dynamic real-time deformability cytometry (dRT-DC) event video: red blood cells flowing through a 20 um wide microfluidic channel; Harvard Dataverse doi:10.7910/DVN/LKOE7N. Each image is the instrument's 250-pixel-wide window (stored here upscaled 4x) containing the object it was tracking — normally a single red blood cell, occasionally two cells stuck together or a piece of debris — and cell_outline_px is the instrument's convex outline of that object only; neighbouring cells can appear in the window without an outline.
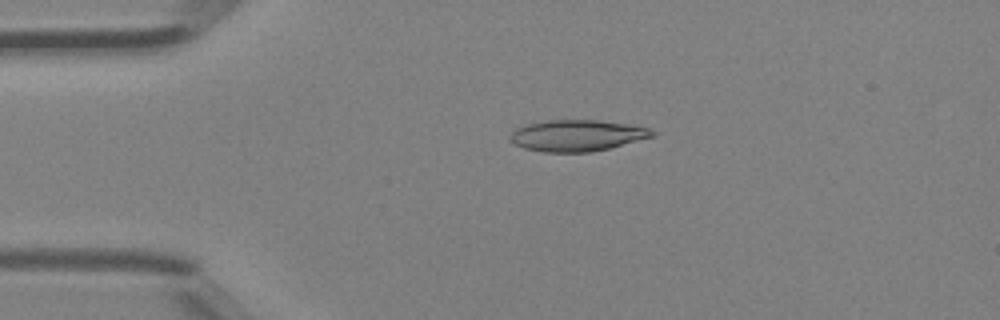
{"species": "Egyptian fruit bat (a non-hibernating species)", "species_latin": "Rousettus aegyptiacus", "temperature_condition": "room temperature", "stored_images_in_passage": 6, "camera_frame_rate_fps": 3000, "um_per_image_px": 0.085, "animal": {"sex": "female"}, "frame": {"image": 1, "passage_image": 3, "time_ms": 0.667, "image_size_px": [1000, 320], "cell_outline_px": [[656, 136], [592, 152], [544, 152], [524, 148], [516, 144], [508, 136], [516, 128], [528, 124], [548, 120], [600, 120], [648, 128], [656, 132]], "centroid_in_image_um": [49.06, 11.52], "position_along_channel_um": 35.9, "area_um2": 25.72}}
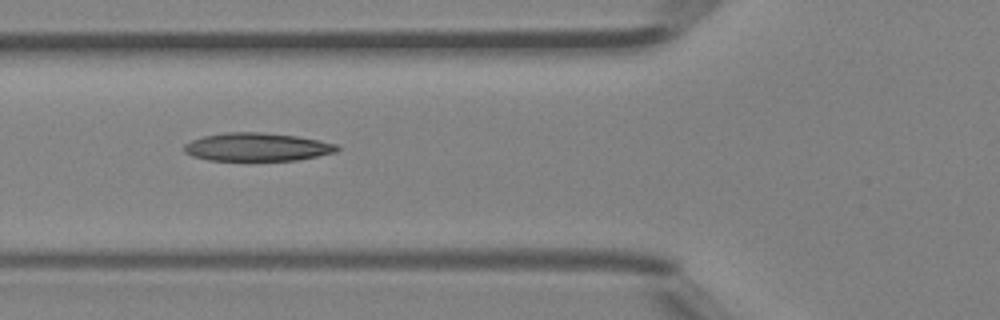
{"frame": {"image": 2, "passage_image": 5, "time_ms": 1.333, "image_size_px": [1000, 320], "cell_outline_px": [[340, 148], [336, 152], [296, 160], [208, 160], [192, 156], [184, 152], [184, 144], [192, 140], [204, 136], [224, 132], [260, 132], [296, 136], [320, 140], [336, 144]], "centroid_in_image_um": [21.83, 12.49], "position_along_channel_um": 104.0, "area_um2": 25.03}}
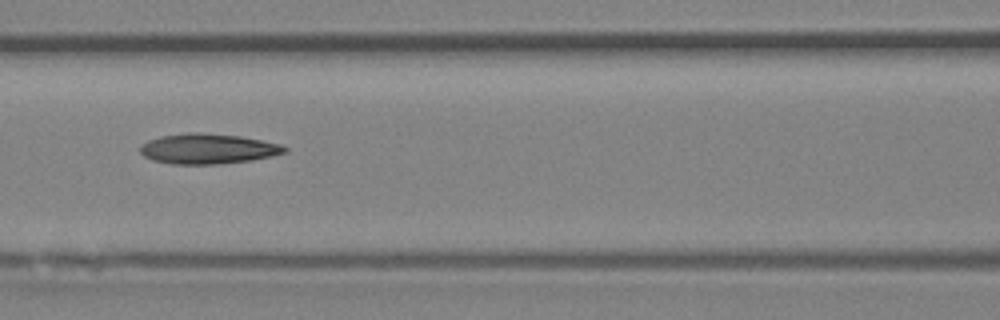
{"frame": {"image": 3, "passage_image": 6, "time_ms": 1.667, "image_size_px": [1000, 320], "cell_outline_px": [[288, 152], [272, 156], [252, 160], [220, 164], [172, 164], [152, 160], [144, 156], [140, 152], [140, 144], [148, 140], [160, 136], [188, 132], [200, 132], [240, 136], [280, 144], [288, 148]], "centroid_in_image_um": [17.66, 12.64], "position_along_channel_um": 148.9, "area_um2": 25.61}}